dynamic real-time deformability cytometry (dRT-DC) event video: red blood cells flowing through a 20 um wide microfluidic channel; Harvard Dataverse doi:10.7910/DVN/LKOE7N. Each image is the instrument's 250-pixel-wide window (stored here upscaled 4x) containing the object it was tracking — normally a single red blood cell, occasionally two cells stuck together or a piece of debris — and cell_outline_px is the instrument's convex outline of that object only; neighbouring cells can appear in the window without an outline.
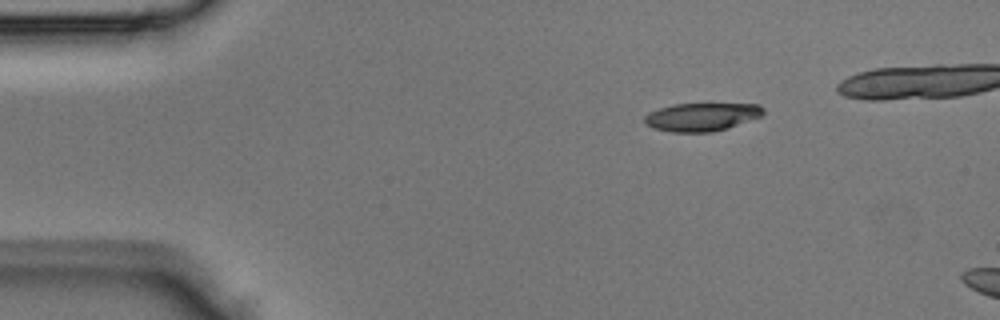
{"species": "Egyptian fruit bat (a non-hibernating species)", "species_latin": "Rousettus aegyptiacus", "temperature_condition": "room temperature", "stored_images_in_passage": 3, "camera_frame_rate_fps": 3000, "um_per_image_px": 0.085, "animal": {"sex": "male"}, "frame": {"image": 1, "passage_image": 1, "time_ms": 0.0, "image_size_px": [1000, 320], "cell_outline_px": [[764, 112], [760, 116], [712, 132], [672, 132], [652, 128], [644, 124], [644, 116], [648, 112], [672, 104], [760, 104], [764, 108]], "centroid_in_image_um": [59.57, 9.93], "position_along_channel_um": 25.4, "area_um2": 19.31}}